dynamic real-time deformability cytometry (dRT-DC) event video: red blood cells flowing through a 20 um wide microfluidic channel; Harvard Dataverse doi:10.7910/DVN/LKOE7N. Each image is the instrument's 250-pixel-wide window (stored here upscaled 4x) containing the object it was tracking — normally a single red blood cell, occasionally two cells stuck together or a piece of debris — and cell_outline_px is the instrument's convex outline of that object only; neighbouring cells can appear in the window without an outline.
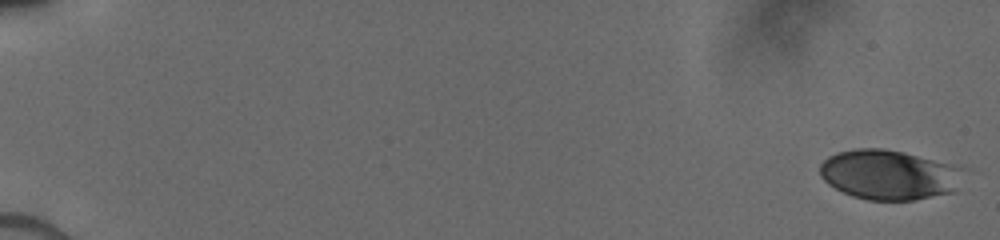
{"species": "human", "species_latin": "Homo sapiens", "temperature_condition": "cold", "stored_images_in_passage": 72, "camera_frame_rate_fps": 3000, "um_per_image_px": 0.085, "donor": {"sex": "male"}, "frame": {"image": 1, "passage_image": 1, "time_ms": 0.0, "image_size_px": [1000, 240], "cell_outline_px": [[968, 168], [956, 192], [912, 200], [868, 200], [852, 196], [828, 184], [820, 176], [820, 164], [828, 156], [836, 152], [856, 148], [884, 148], [904, 152]], "centroid_in_image_um": [75.63, 14.84], "position_along_channel_um": 9.4, "area_um2": 42.31}}
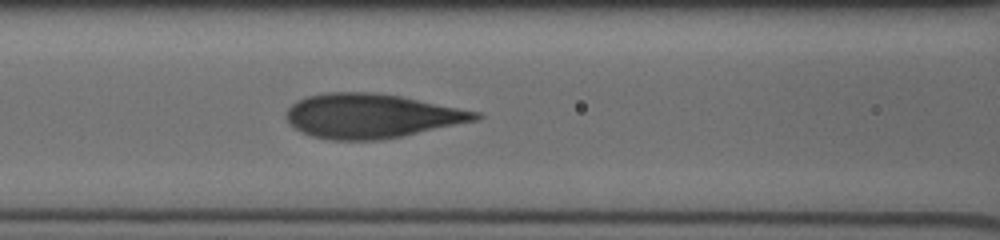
{"frame": {"image": 2, "passage_image": 40, "time_ms": 8.0, "image_size_px": [1000, 240], "cell_outline_px": [[484, 116], [476, 120], [400, 136], [380, 140], [332, 140], [312, 136], [296, 128], [284, 116], [284, 112], [296, 100], [304, 96], [328, 92], [376, 92], [400, 96], [480, 112]], "centroid_in_image_um": [31.52, 9.84], "position_along_channel_um": 135.1, "area_um2": 48.61}}
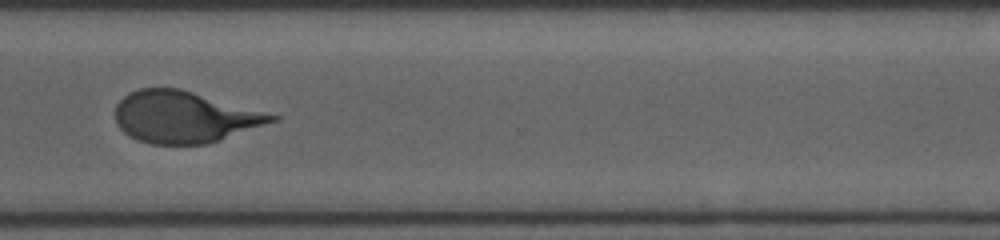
{"frame": {"image": 3, "passage_image": 71, "time_ms": 13.333, "image_size_px": [1000, 240], "cell_outline_px": [[280, 120], [208, 144], [152, 144], [136, 140], [128, 136], [116, 124], [116, 104], [128, 92], [140, 88], [180, 88], [280, 116]], "centroid_in_image_um": [15.66, 9.95], "position_along_channel_um": 354.9, "area_um2": 47.16}}